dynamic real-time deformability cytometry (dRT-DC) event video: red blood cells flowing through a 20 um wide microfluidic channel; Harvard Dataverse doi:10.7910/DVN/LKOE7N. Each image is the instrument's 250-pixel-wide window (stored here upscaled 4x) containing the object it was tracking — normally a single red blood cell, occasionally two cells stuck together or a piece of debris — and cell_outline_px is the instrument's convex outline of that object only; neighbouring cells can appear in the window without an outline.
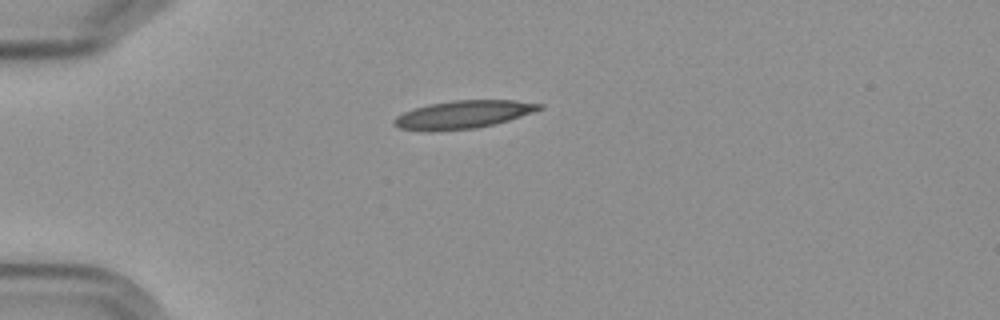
{"species": "Egyptian fruit bat (a non-hibernating species)", "species_latin": "Rousettus aegyptiacus", "temperature_condition": "cold", "stored_images_in_passage": 1, "camera_frame_rate_fps": 3000, "um_per_image_px": 0.085, "frame": {"image": 1, "passage_image": 1, "time_ms": 0.0, "image_size_px": [1000, 320], "cell_outline_px": [[544, 108], [508, 120], [476, 128], [432, 132], [428, 132], [400, 128], [392, 124], [392, 120], [396, 116], [412, 108], [428, 104], [452, 100], [516, 100], [544, 104]], "centroid_in_image_um": [39.32, 9.73], "position_along_channel_um": 45.7, "area_um2": 23.87}}